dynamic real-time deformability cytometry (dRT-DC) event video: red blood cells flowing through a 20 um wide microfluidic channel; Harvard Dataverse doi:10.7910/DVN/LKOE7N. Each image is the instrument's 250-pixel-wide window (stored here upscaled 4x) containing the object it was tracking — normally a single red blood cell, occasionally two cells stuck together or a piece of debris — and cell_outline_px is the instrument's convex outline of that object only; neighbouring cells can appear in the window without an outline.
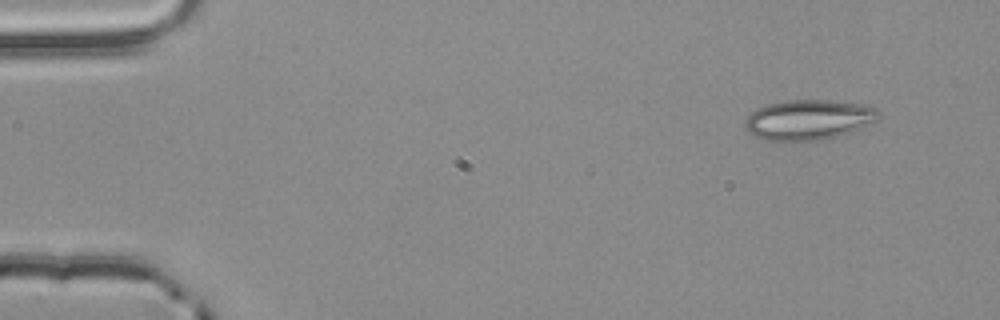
{"species": "common noctule bat (a hibernating species)", "species_latin": "Nyctalus noctula", "temperature_condition": "room temperature", "stored_images_in_passage": 4, "camera_frame_rate_fps": 3000, "um_per_image_px": 0.085, "animal": {"sex": "male", "body_mass_g": 20.4}, "frame": {"image": 1, "passage_image": 1, "time_ms": 0.0, "image_size_px": [1000, 320], "cell_outline_px": [[880, 116], [876, 120], [852, 132], [840, 136], [816, 140], [764, 140], [748, 132], [744, 128], [744, 120], [756, 108], [768, 104], [788, 100], [828, 100], [868, 104], [876, 108], [880, 112]], "centroid_in_image_um": [68.74, 10.16], "position_along_channel_um": 16.3, "area_um2": 31.39}}